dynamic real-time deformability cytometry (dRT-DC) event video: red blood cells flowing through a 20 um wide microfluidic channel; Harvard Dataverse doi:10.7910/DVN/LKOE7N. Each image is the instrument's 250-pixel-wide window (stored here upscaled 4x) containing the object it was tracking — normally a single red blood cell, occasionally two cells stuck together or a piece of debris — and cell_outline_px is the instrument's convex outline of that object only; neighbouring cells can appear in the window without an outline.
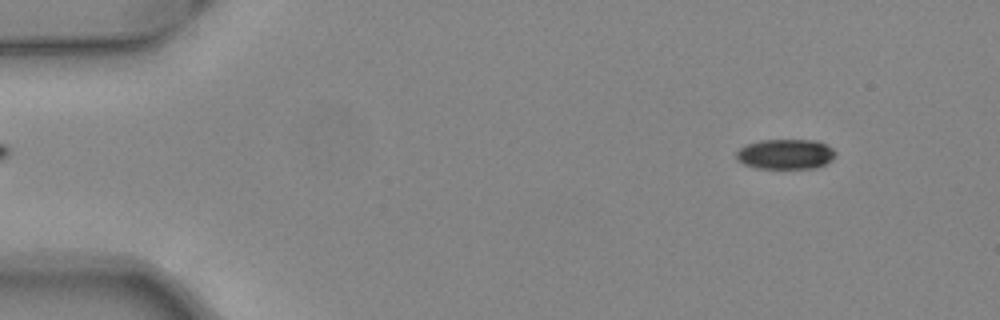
{"species": "common noctule bat (a hibernating species)", "species_latin": "Nyctalus noctula", "temperature_condition": "warm", "stored_images_in_passage": 50, "camera_frame_rate_fps": 3000, "um_per_image_px": 0.085, "animal": {"sex": "female", "body_mass_g": 24.6, "forearm_length_mm": 56.2}, "frame": {"image": 1, "passage_image": 5, "time_ms": 1.333, "image_size_px": [1000, 320], "cell_outline_px": [[836, 156], [832, 160], [816, 168], [756, 168], [744, 164], [736, 160], [736, 152], [744, 144], [760, 140], [816, 140], [832, 148], [836, 152]], "centroid_in_image_um": [66.75, 13.1], "position_along_channel_um": 18.3, "area_um2": 17.51}}
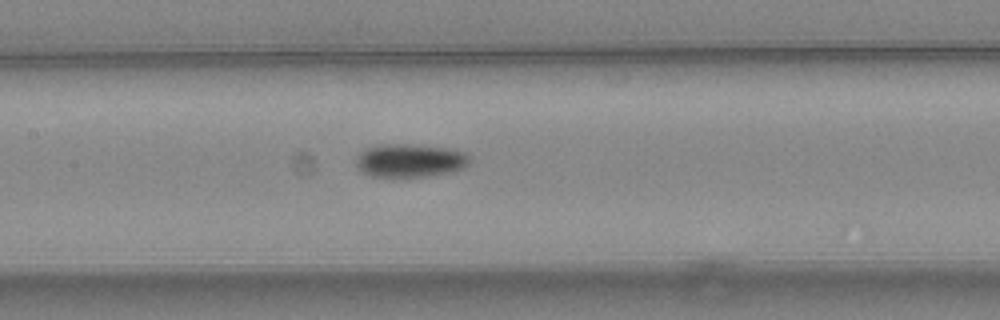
{"frame": {"image": 2, "passage_image": 24, "time_ms": 7.667, "image_size_px": [1000, 320], "cell_outline_px": [[472, 160], [464, 168], [452, 172], [428, 176], [392, 180], [368, 176], [360, 172], [356, 168], [356, 160], [360, 152], [364, 148], [380, 144], [408, 144], [452, 148], [464, 152]], "centroid_in_image_um": [34.79, 13.69], "position_along_channel_um": 172.6, "area_um2": 23.24}}
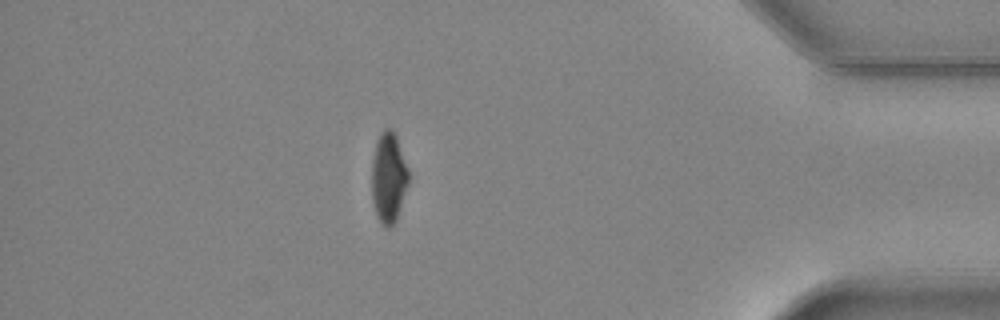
{"frame": {"image": 3, "passage_image": 44, "time_ms": 14.333, "image_size_px": [1000, 320], "cell_outline_px": [[408, 184], [396, 220], [388, 228], [380, 220], [376, 212], [372, 200], [372, 160], [376, 140], [380, 132], [384, 128], [388, 128], [396, 136], [408, 168]], "centroid_in_image_um": [33.02, 15.06], "position_along_channel_um": 402.2, "area_um2": 19.07}, "authors_computed_cell_mechanics": {"area_um2": 20.0855, "velocity_mm_per_s": 4.08, "shape_relaxation_time_tau1_ms": 4.3264, "shape_relaxation_time_tau2_ms": null, "deformation_change_tau1": 0.1234, "deformation_change_tau2": null}}